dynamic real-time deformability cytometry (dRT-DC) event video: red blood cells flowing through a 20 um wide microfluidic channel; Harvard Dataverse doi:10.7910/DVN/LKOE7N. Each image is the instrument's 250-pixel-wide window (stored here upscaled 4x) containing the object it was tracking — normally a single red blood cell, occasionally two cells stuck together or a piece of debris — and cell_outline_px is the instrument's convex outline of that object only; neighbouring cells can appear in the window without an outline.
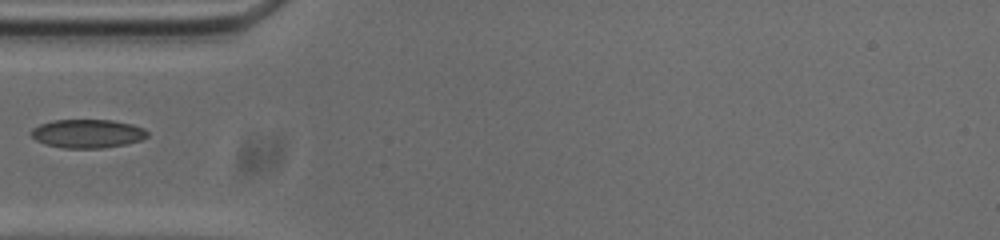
{"species": "common noctule bat (a hibernating species)", "species_latin": "Nyctalus noctula", "temperature_condition": "cold", "stored_images_in_passage": 7, "camera_frame_rate_fps": 3000, "um_per_image_px": 0.085, "animal": {"sex": "male", "body_mass_g": 20.0, "forearm_length_mm": 53.3}, "frame": {"image": 1, "passage_image": 1, "time_ms": 0.0, "image_size_px": [1000, 240], "cell_outline_px": [[148, 136], [140, 140], [124, 144], [100, 148], [64, 148], [44, 144], [36, 140], [32, 136], [32, 128], [40, 124], [52, 120], [112, 120], [132, 124], [144, 128], [148, 132]], "centroid_in_image_um": [7.43, 11.35], "position_along_channel_um": 77.6, "area_um2": 19.31}}